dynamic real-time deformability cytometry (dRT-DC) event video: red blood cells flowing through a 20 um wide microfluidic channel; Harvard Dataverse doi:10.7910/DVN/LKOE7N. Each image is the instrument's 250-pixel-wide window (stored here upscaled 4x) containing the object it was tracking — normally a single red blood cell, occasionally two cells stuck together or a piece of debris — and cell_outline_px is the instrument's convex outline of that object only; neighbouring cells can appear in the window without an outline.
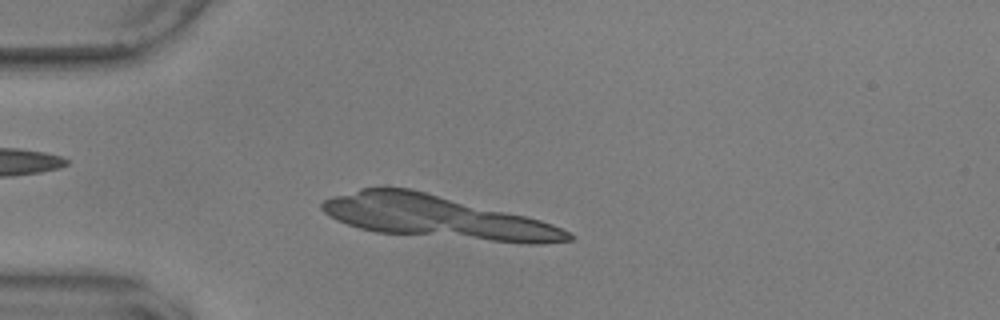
{"species": "common noctule bat (a hibernating species)", "species_latin": "Nyctalus noctula", "temperature_condition": "warm", "stored_images_in_passage": 2, "camera_frame_rate_fps": 3000, "um_per_image_px": 0.085, "animal": {"sex": "male", "body_mass_g": 17.9, "forearm_length_mm": 54.2}, "frame": {"image": 1, "passage_image": 2, "time_ms": 0.333, "image_size_px": [1000, 320], "cell_outline_px": [[568, 236], [564, 240], [504, 240], [484, 236], [468, 232], [484, 216], [516, 216], [532, 220], [556, 228], [564, 232]], "centroid_in_image_um": [43.87, 19.48], "position_along_channel_um": 41.1, "area_um2": 12.43}}